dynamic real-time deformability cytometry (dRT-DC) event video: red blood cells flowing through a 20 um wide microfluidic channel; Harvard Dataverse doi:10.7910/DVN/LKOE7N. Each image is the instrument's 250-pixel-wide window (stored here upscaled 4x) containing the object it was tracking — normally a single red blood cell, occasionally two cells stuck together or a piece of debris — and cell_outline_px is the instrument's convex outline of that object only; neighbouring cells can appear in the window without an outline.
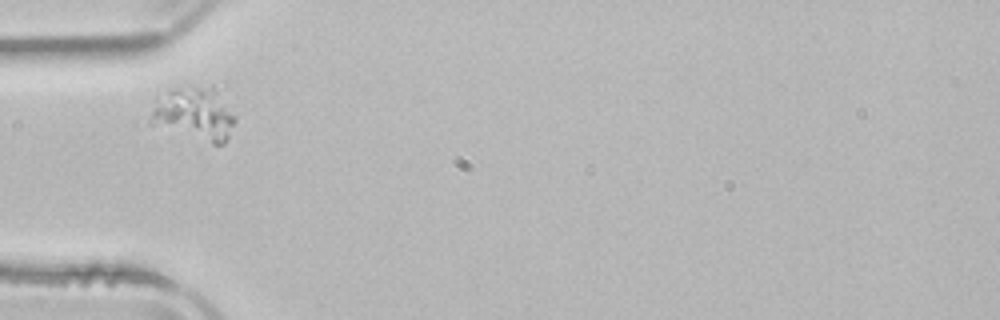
{"species": "common noctule bat (a hibernating species)", "species_latin": "Nyctalus noctula", "temperature_condition": "room temperature", "stored_images_in_passage": 4, "camera_frame_rate_fps": 3000, "um_per_image_px": 0.085, "animal": {"sex": "male", "body_mass_g": 21.5, "forearm_length_mm": 52.0}, "frame": {"image": 1, "passage_image": 1, "time_ms": 0.0, "image_size_px": [1000, 320], "cell_outline_px": [[236, 120], [224, 144], [212, 144], [136, 128], [132, 124], [132, 120], [156, 96], [176, 88], [192, 84], [212, 84], [216, 88], [236, 116]], "centroid_in_image_um": [16.07, 9.74], "position_along_channel_um": 68.9, "area_um2": 30.92}}
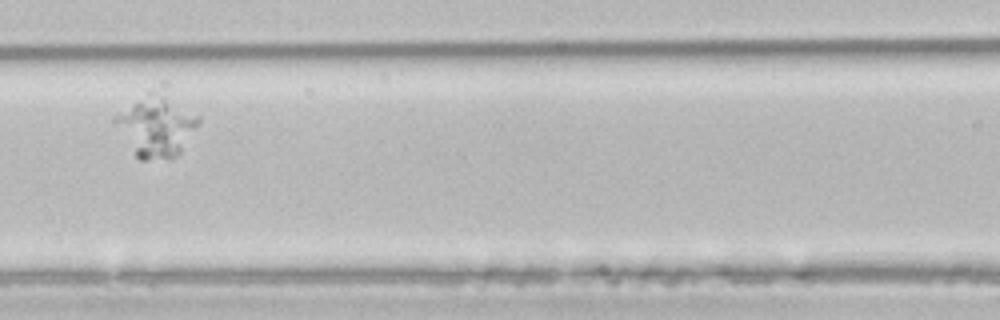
{"frame": {"image": 2, "passage_image": 3, "time_ms": 2.333, "image_size_px": [1000, 320], "cell_outline_px": [[200, 120], [180, 152], [176, 156], [148, 160], [140, 160], [136, 156], [112, 124], [112, 116], [116, 112], [152, 88], [200, 116]], "centroid_in_image_um": [13.18, 10.69], "position_along_channel_um": 153.4, "area_um2": 29.48}}
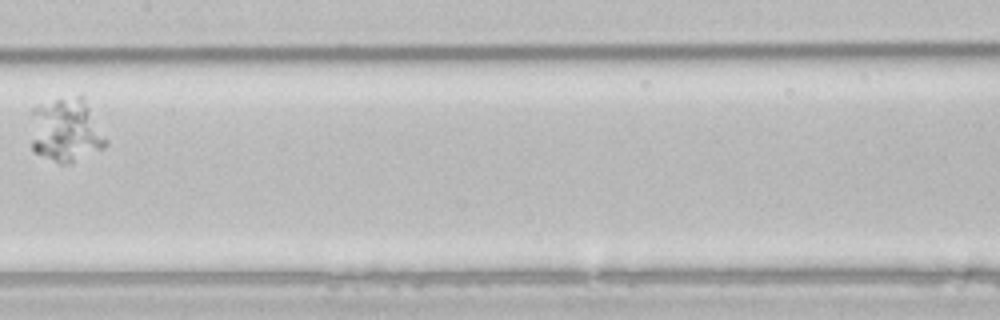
{"frame": {"image": 3, "passage_image": 4, "time_ms": 3.667, "image_size_px": [1000, 320], "cell_outline_px": [[108, 144], [104, 148], [72, 164], [60, 164], [36, 152], [32, 148], [32, 108], [56, 100], [76, 96], [84, 96], [108, 140]], "centroid_in_image_um": [5.67, 11.1], "position_along_channel_um": 201.7, "area_um2": 28.03}}